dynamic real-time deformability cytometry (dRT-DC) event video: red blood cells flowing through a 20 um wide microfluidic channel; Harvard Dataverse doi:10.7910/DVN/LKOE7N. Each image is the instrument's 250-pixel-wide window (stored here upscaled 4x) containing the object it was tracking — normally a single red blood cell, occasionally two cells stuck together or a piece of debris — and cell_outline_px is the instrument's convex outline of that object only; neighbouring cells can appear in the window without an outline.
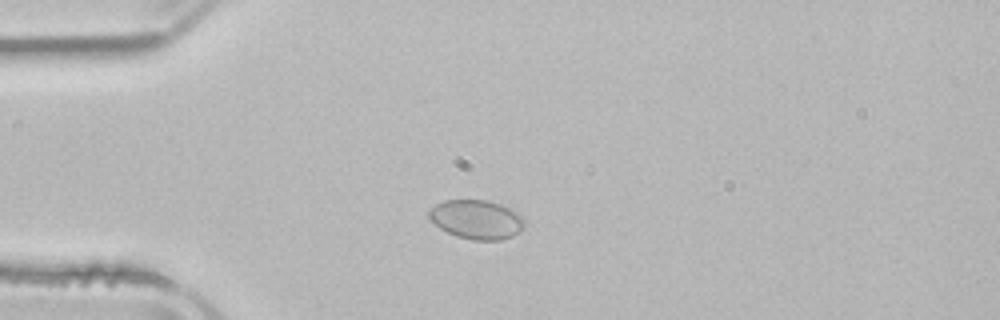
{"species": "common noctule bat (a hibernating species)", "species_latin": "Nyctalus noctula", "temperature_condition": "room temperature", "stored_images_in_passage": 3, "camera_frame_rate_fps": 3000, "um_per_image_px": 0.085, "animal": {"sex": "male", "body_mass_g": 21.5, "forearm_length_mm": 52.0}, "frame": {"image": 1, "passage_image": 3, "time_ms": 3.0, "image_size_px": [1000, 320], "cell_outline_px": [[524, 228], [520, 232], [512, 236], [500, 240], [472, 240], [456, 236], [440, 228], [428, 216], [428, 212], [436, 204], [444, 200], [488, 200], [500, 204], [524, 216]], "centroid_in_image_um": [40.53, 18.66], "position_along_channel_um": 44.5, "area_um2": 21.73}}